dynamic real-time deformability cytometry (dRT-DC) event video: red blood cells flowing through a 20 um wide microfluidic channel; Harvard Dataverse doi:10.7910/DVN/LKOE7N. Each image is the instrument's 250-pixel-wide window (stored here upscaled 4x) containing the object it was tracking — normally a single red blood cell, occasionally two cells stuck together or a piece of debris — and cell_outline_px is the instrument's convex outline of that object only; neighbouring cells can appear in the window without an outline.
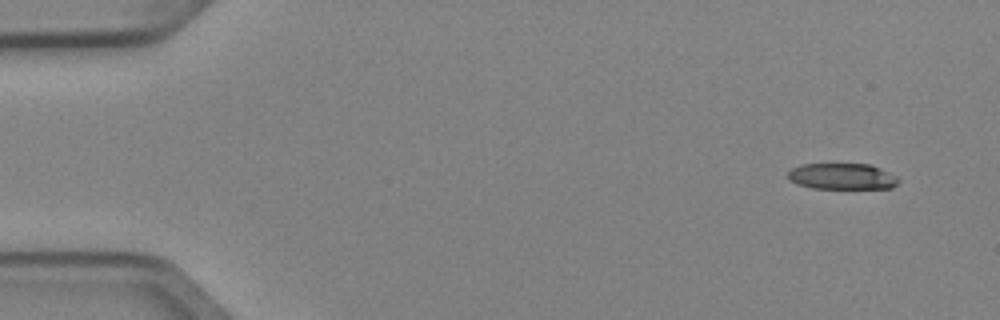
{"species": "Egyptian fruit bat (a non-hibernating species)", "species_latin": "Rousettus aegyptiacus", "temperature_condition": "cold", "stored_images_in_passage": 4, "camera_frame_rate_fps": 3000, "um_per_image_px": 0.085, "animal": {"sex": "female"}, "frame": {"image": 1, "passage_image": 1, "time_ms": 0.0, "image_size_px": [1000, 320], "cell_outline_px": [[900, 180], [892, 188], [812, 188], [796, 184], [788, 180], [788, 172], [792, 168], [804, 164], [872, 164], [896, 176]], "centroid_in_image_um": [71.57, 14.99], "position_along_channel_um": 13.4, "area_um2": 16.82}}